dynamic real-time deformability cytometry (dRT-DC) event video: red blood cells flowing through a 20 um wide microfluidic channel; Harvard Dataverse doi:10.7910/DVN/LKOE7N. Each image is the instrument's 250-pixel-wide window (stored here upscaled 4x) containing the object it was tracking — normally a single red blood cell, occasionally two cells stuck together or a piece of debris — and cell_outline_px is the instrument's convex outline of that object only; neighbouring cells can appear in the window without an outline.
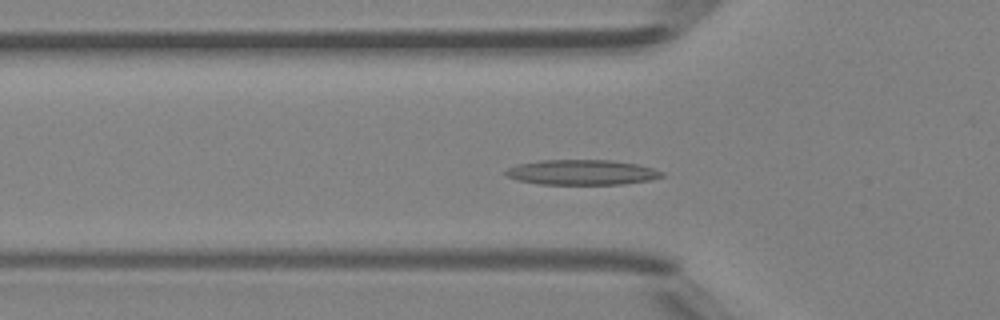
{"species": "Egyptian fruit bat (a non-hibernating species)", "species_latin": "Rousettus aegyptiacus", "temperature_condition": "room temperature", "stored_images_in_passage": 49, "segment_of_instrument_passage": [1, 2], "camera_frame_rate_fps": 3000, "um_per_image_px": 0.085, "animal": {"sex": "female"}, "frame": {"image": 1, "passage_image": 16, "time_ms": 5.0, "image_size_px": [1000, 320], "cell_outline_px": [[664, 176], [652, 180], [620, 184], [540, 184], [516, 180], [508, 176], [504, 172], [508, 168], [520, 164], [540, 160], [612, 160], [636, 164], [652, 168], [664, 172]], "centroid_in_image_um": [49.48, 14.65], "position_along_channel_um": 76.3, "area_um2": 22.77}}
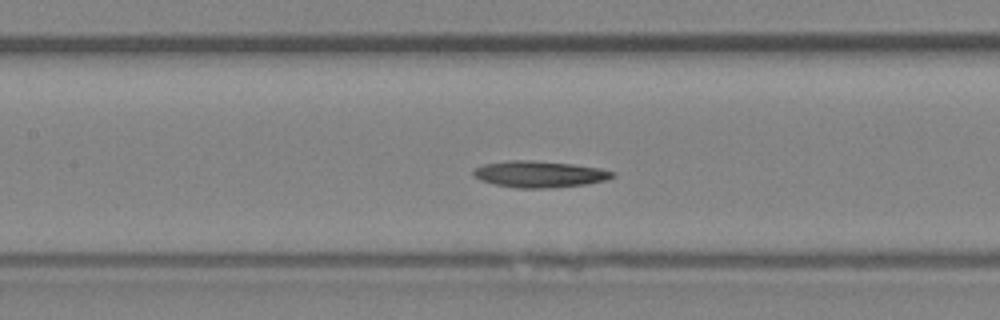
{"frame": {"image": 2, "passage_image": 22, "time_ms": 7.0, "image_size_px": [1000, 320], "cell_outline_px": [[616, 176], [608, 180], [588, 184], [548, 188], [516, 188], [492, 184], [480, 180], [472, 172], [472, 168], [484, 164], [508, 160], [528, 160], [572, 164], [600, 168], [616, 172]], "centroid_in_image_um": [45.87, 14.81], "position_along_channel_um": 161.5, "area_um2": 21.68}}
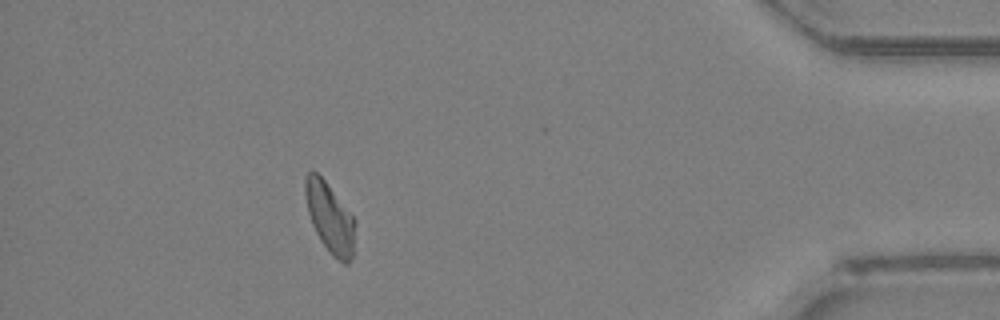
{"frame": {"image": 3, "passage_image": 43, "time_ms": 14.0, "image_size_px": [1000, 320], "cell_outline_px": [[356, 252], [352, 260], [348, 264], [344, 264], [332, 256], [320, 240], [312, 224], [308, 212], [304, 192], [304, 180], [308, 172], [316, 172], [324, 180], [356, 220]], "centroid_in_image_um": [28.09, 18.6], "position_along_channel_um": 407.1, "area_um2": 20.75}}